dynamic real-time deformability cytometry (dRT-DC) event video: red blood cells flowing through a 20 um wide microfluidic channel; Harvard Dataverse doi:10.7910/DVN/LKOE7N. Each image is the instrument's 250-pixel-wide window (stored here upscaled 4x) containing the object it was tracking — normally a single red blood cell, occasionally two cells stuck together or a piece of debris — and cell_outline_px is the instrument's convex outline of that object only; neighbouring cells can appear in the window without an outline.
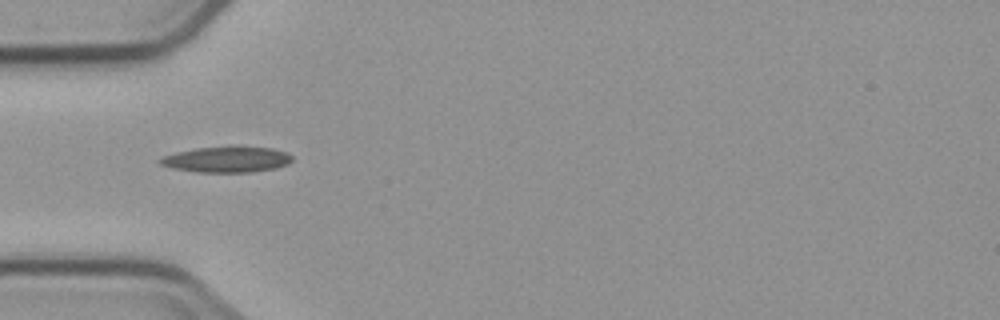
{"species": "common noctule bat (a hibernating species)", "species_latin": "Nyctalus noctula", "temperature_condition": "cold", "stored_images_in_passage": 7, "camera_frame_rate_fps": 3000, "um_per_image_px": 0.085, "animal": {"sex": "male", "body_mass_g": 23.1, "forearm_length_mm": 52.7}, "frame": {"image": 1, "passage_image": 3, "time_ms": 2.333, "image_size_px": [1000, 320], "cell_outline_px": [[292, 160], [288, 164], [276, 168], [248, 172], [196, 172], [172, 168], [160, 164], [156, 160], [164, 156], [176, 152], [196, 148], [232, 144], [236, 144], [272, 148], [288, 152], [292, 156]], "centroid_in_image_um": [19.3, 13.51], "position_along_channel_um": 65.7, "area_um2": 20.58}}
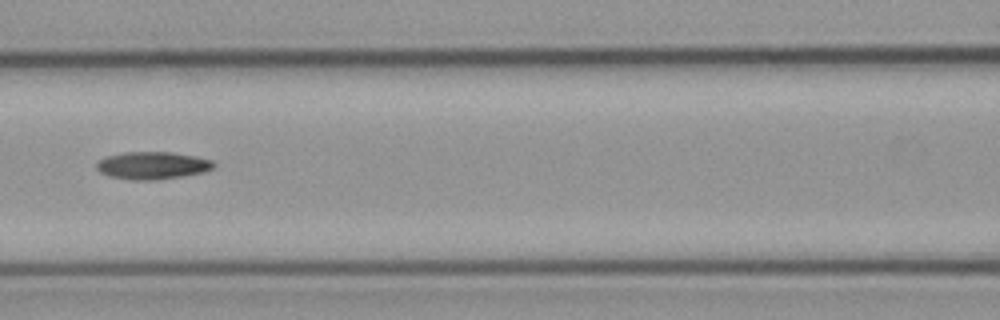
{"frame": {"image": 2, "passage_image": 5, "time_ms": 4.667, "image_size_px": [1000, 320], "cell_outline_px": [[216, 164], [212, 168], [200, 172], [180, 176], [156, 180], [132, 180], [108, 176], [100, 172], [96, 168], [96, 164], [100, 160], [108, 156], [124, 152], [172, 152], [196, 156], [212, 160]], "centroid_in_image_um": [12.93, 14.06], "position_along_channel_um": 153.7, "area_um2": 18.61}}
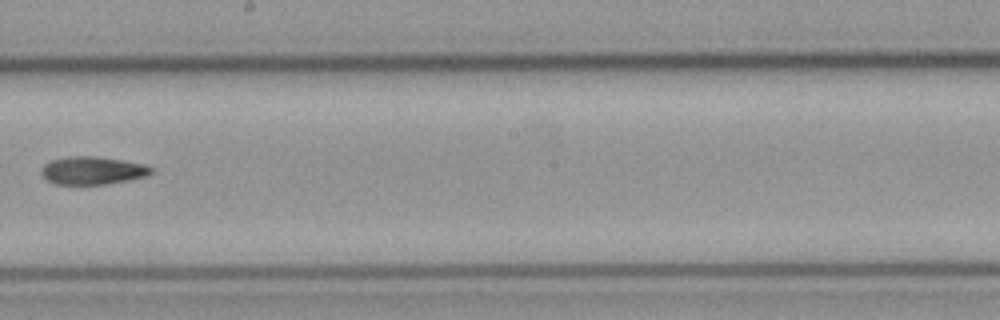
{"frame": {"image": 3, "passage_image": 7, "time_ms": 7.0, "image_size_px": [1000, 320], "cell_outline_px": [[152, 172], [148, 176], [108, 184], [56, 184], [48, 180], [40, 172], [40, 168], [44, 164], [52, 160], [68, 156], [96, 156], [144, 164], [152, 168]], "centroid_in_image_um": [7.85, 14.49], "position_along_channel_um": 240.3, "area_um2": 17.8}}